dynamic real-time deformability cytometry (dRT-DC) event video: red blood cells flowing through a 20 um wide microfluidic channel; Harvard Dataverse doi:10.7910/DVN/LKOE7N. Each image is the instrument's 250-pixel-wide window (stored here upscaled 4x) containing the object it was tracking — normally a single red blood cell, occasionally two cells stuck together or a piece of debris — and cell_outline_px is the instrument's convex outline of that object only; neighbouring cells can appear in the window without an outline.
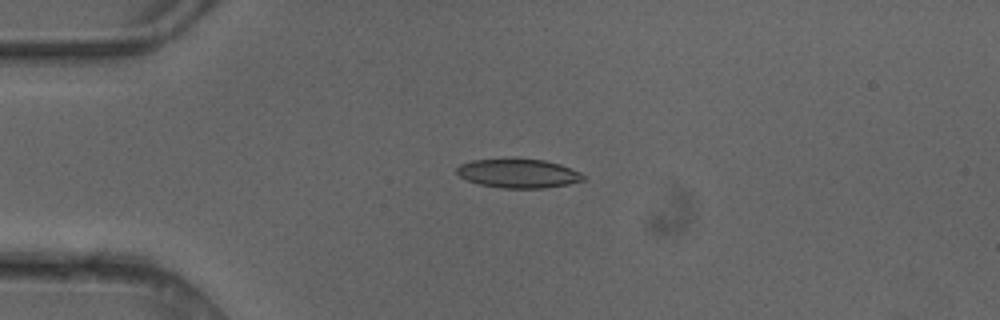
{"species": "common noctule bat (a hibernating species)", "species_latin": "Nyctalus noctula", "temperature_condition": "cold", "stored_images_in_passage": 4, "camera_frame_rate_fps": 3000, "um_per_image_px": 0.085, "animal": {"sex": "female"}, "frame": {"image": 1, "passage_image": 3, "time_ms": 0.667, "image_size_px": [1000, 320], "cell_outline_px": [[584, 180], [568, 184], [544, 188], [500, 188], [480, 184], [468, 180], [460, 176], [456, 172], [456, 168], [460, 164], [472, 160], [512, 156], [544, 160], [560, 164], [580, 172], [584, 176]], "centroid_in_image_um": [44.02, 14.7], "position_along_channel_um": 41.0, "area_um2": 21.96}}